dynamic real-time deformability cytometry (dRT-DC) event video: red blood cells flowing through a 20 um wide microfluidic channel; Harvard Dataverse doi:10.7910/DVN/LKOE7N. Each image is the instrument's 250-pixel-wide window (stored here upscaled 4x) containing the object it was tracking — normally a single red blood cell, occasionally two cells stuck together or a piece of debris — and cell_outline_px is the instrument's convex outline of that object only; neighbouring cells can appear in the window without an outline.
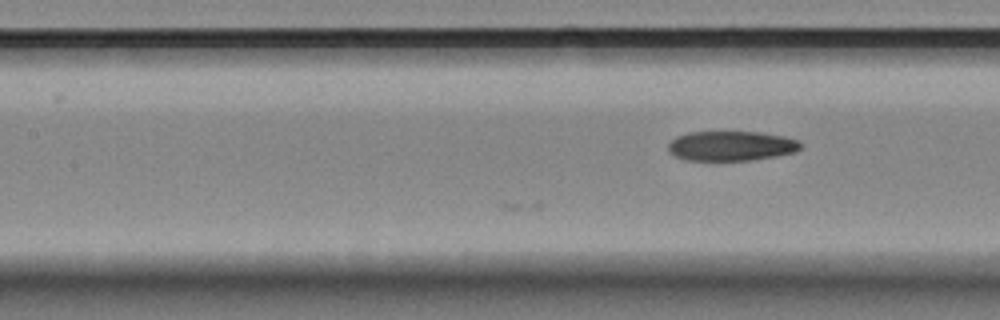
{"species": "Egyptian fruit bat (a non-hibernating species)", "species_latin": "Rousettus aegyptiacus", "temperature_condition": "room temperature", "stored_images_in_passage": 9, "camera_frame_rate_fps": 3000, "um_per_image_px": 0.085, "animal": {"sex": "female"}, "frame": {"image": 1, "passage_image": 9, "time_ms": 2.667, "image_size_px": [1000, 320], "cell_outline_px": [[800, 148], [796, 152], [776, 156], [752, 160], [684, 160], [668, 152], [668, 144], [676, 136], [688, 132], [760, 132], [784, 136], [796, 140], [800, 144]], "centroid_in_image_um": [62.12, 12.4], "position_along_channel_um": 145.3, "area_um2": 22.95}}